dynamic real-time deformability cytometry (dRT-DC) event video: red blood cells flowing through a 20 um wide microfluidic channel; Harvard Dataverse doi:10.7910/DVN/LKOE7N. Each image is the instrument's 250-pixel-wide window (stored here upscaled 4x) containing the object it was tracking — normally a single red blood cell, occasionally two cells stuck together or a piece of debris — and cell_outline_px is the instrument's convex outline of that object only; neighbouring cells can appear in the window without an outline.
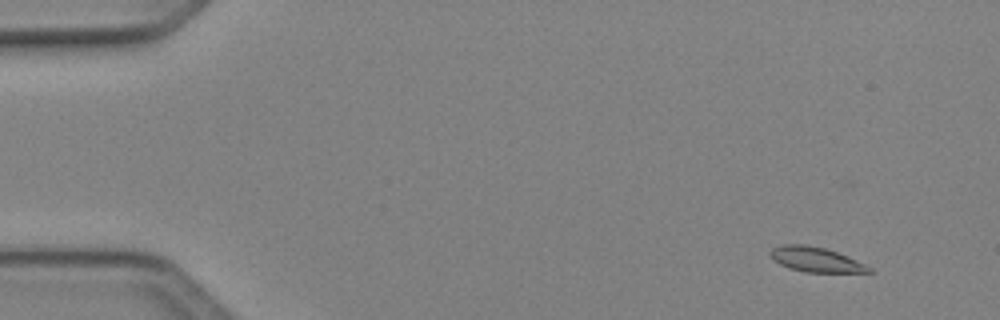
{"species": "Egyptian fruit bat (a non-hibernating species)", "species_latin": "Rousettus aegyptiacus", "temperature_condition": "cold", "stored_images_in_passage": 11, "camera_frame_rate_fps": 3000, "um_per_image_px": 0.085, "animal": {"sex": "female"}, "frame": {"image": 1, "passage_image": 1, "time_ms": 0.0, "image_size_px": [1000, 320], "cell_outline_px": [[872, 272], [804, 272], [788, 268], [780, 264], [768, 252], [772, 248], [780, 244], [804, 244], [824, 248], [836, 252], [864, 264], [872, 268]], "centroid_in_image_um": [69.29, 22.05], "position_along_channel_um": 15.7, "area_um2": 14.05}}